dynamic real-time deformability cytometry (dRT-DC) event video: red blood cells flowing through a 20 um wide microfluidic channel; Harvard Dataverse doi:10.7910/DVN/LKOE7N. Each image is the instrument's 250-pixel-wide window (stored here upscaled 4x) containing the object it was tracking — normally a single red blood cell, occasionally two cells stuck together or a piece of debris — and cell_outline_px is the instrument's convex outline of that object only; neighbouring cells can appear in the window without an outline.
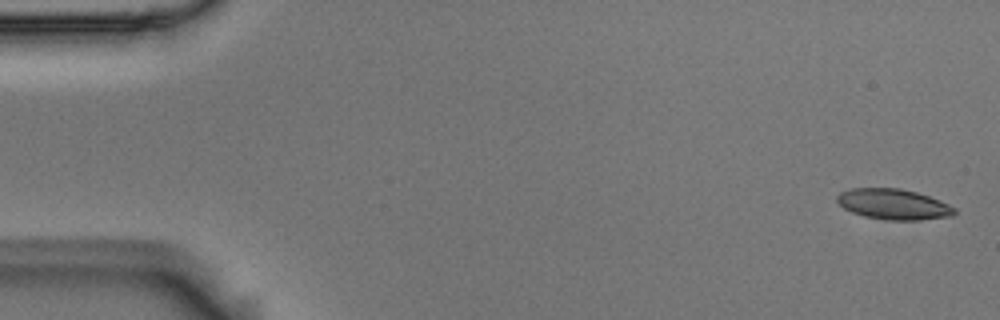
{"species": "Egyptian fruit bat (a non-hibernating species)", "species_latin": "Rousettus aegyptiacus", "temperature_condition": "room temperature", "stored_images_in_passage": 6, "camera_frame_rate_fps": 3000, "um_per_image_px": 0.085, "animal": {"sex": "male"}, "frame": {"image": 1, "passage_image": 1, "time_ms": 0.0, "image_size_px": [1000, 320], "cell_outline_px": [[956, 212], [952, 216], [920, 220], [888, 220], [864, 216], [852, 212], [844, 208], [836, 200], [836, 196], [840, 192], [852, 188], [900, 188], [916, 192], [940, 200], [956, 208]], "centroid_in_image_um": [75.95, 17.36], "position_along_channel_um": 9.0, "area_um2": 20.92}}